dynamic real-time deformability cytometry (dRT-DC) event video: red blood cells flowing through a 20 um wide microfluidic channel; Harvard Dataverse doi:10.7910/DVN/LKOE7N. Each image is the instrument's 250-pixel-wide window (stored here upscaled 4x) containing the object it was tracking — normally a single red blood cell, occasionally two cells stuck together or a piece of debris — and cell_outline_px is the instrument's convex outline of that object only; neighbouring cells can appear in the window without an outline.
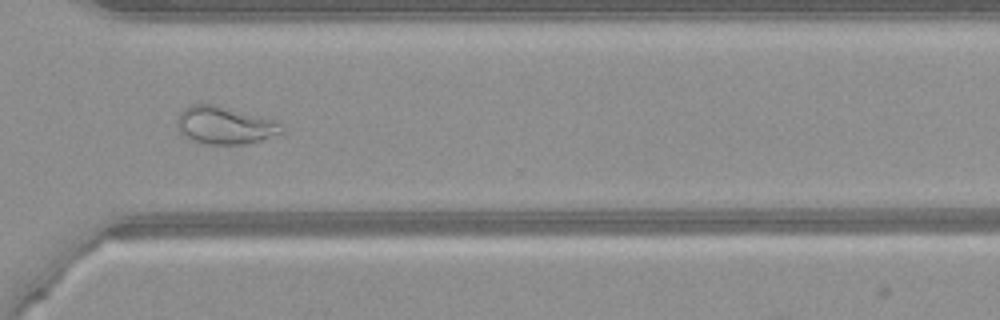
{"species": "common noctule bat (a hibernating species)", "species_latin": "Nyctalus noctula", "temperature_condition": "warm", "stored_images_in_passage": 51, "camera_frame_rate_fps": 3000, "um_per_image_px": 0.085, "animal": {"sex": "female", "body_mass_g": 21.9}, "frame": {"image": 1, "passage_image": 37, "time_ms": 12.0, "image_size_px": [1000, 320], "cell_outline_px": [[284, 132], [260, 140], [244, 144], [204, 144], [192, 140], [184, 136], [180, 132], [176, 124], [176, 120], [180, 112], [184, 108], [192, 104], [216, 104], [272, 120], [280, 124], [284, 128]], "centroid_in_image_um": [19.05, 10.65], "position_along_channel_um": 351.5, "area_um2": 22.77}}